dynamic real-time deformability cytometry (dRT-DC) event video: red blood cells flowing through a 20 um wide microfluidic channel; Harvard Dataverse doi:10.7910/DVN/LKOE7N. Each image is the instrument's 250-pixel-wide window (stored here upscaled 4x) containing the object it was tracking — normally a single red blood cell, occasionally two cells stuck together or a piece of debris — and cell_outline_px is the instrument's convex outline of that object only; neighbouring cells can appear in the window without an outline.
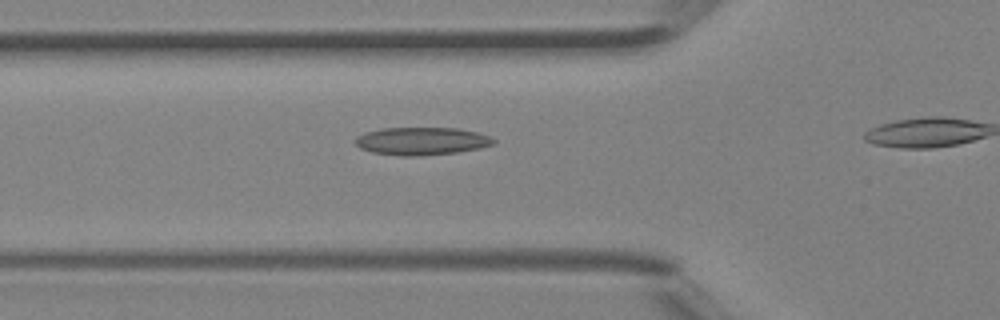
{"species": "Egyptian fruit bat (a non-hibernating species)", "species_latin": "Rousettus aegyptiacus", "temperature_condition": "room temperature", "stored_images_in_passage": 16, "camera_frame_rate_fps": 3000, "um_per_image_px": 0.085, "animal": {"sex": "female"}, "frame": {"image": 1, "passage_image": 12, "time_ms": 3.667, "image_size_px": [1000, 320], "cell_outline_px": [[496, 144], [480, 148], [456, 152], [420, 156], [400, 156], [372, 152], [360, 148], [352, 140], [356, 136], [364, 132], [380, 128], [456, 128], [476, 132], [488, 136], [496, 140]], "centroid_in_image_um": [35.8, 11.99], "position_along_channel_um": 90.0, "area_um2": 22.54}}
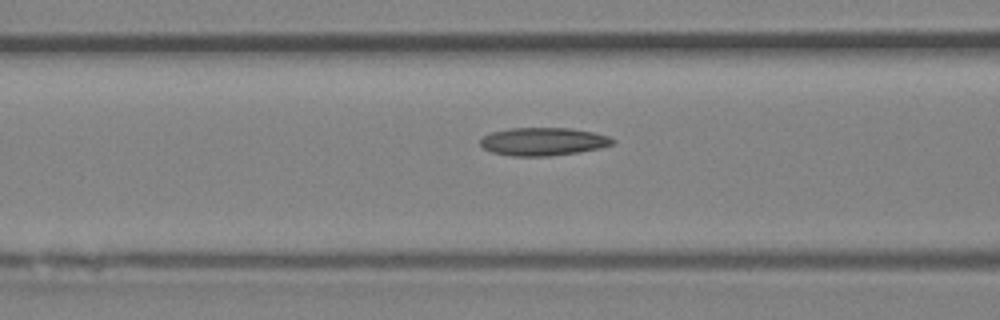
{"frame": {"image": 2, "passage_image": 14, "time_ms": 4.333, "image_size_px": [1000, 320], "cell_outline_px": [[616, 144], [600, 148], [580, 152], [548, 156], [512, 156], [492, 152], [484, 148], [480, 144], [480, 140], [484, 136], [492, 132], [508, 128], [572, 128], [592, 132], [608, 136], [616, 140]], "centroid_in_image_um": [46.2, 12.03], "position_along_channel_um": 120.4, "area_um2": 21.68}}